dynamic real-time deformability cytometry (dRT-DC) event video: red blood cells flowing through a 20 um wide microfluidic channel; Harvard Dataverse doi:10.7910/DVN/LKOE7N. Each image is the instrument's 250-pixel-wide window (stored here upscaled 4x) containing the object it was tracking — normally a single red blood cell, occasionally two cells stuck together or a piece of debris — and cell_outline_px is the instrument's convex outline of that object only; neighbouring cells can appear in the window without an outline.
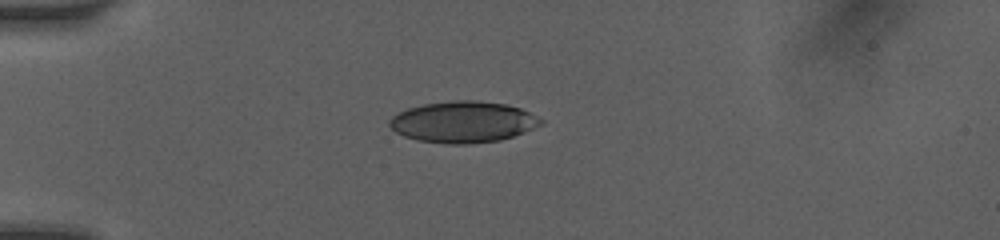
{"species": "human", "species_latin": "Homo sapiens", "temperature_condition": "room temperature", "stored_images_in_passage": 3, "camera_frame_rate_fps": 3000, "um_per_image_px": 0.085, "donor": {"sex": "female"}, "frame": {"image": 1, "passage_image": 1, "time_ms": 0.0, "image_size_px": [1000, 240], "cell_outline_px": [[544, 124], [524, 132], [500, 140], [468, 144], [448, 144], [420, 140], [404, 136], [396, 132], [388, 124], [388, 120], [392, 116], [408, 108], [424, 104], [452, 100], [476, 100], [504, 104], [520, 108], [544, 120]], "centroid_in_image_um": [39.37, 10.36], "position_along_channel_um": 45.6, "area_um2": 36.3}}
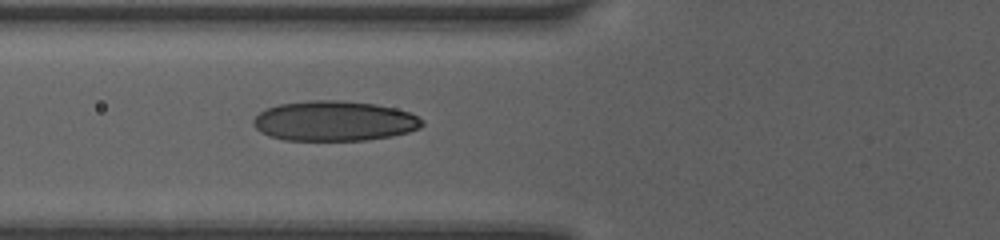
{"frame": {"image": 2, "passage_image": 3, "time_ms": 2.0, "image_size_px": [1000, 240], "cell_outline_px": [[424, 124], [420, 128], [408, 132], [392, 136], [368, 140], [284, 140], [268, 136], [260, 132], [252, 124], [252, 120], [260, 112], [276, 104], [308, 100], [344, 100], [376, 104], [396, 108], [408, 112], [424, 120]], "centroid_in_image_um": [28.4, 10.28], "position_along_channel_um": 97.4, "area_um2": 39.77}}